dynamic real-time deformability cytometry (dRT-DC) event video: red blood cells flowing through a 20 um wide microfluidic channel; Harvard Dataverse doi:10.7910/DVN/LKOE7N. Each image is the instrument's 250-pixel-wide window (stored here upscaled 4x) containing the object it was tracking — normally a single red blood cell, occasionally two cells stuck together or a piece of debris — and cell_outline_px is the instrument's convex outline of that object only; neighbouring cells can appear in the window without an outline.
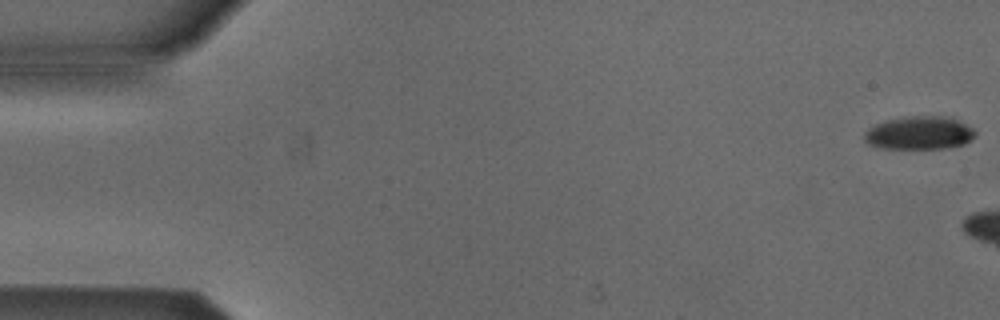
{"species": "Egyptian fruit bat (a non-hibernating species)", "species_latin": "Rousettus aegyptiacus", "temperature_condition": "cold", "stored_images_in_passage": 6, "camera_frame_rate_fps": 3000, "um_per_image_px": 0.085, "animal": {"sex": "male"}, "frame": {"image": 1, "passage_image": 1, "time_ms": 0.0, "image_size_px": [1000, 320], "cell_outline_px": [[976, 136], [964, 144], [944, 148], [880, 148], [868, 144], [864, 140], [864, 132], [868, 128], [876, 124], [888, 120], [904, 116], [952, 116], [972, 128], [976, 132]], "centroid_in_image_um": [78.15, 11.29], "position_along_channel_um": 6.9, "area_um2": 21.56}}